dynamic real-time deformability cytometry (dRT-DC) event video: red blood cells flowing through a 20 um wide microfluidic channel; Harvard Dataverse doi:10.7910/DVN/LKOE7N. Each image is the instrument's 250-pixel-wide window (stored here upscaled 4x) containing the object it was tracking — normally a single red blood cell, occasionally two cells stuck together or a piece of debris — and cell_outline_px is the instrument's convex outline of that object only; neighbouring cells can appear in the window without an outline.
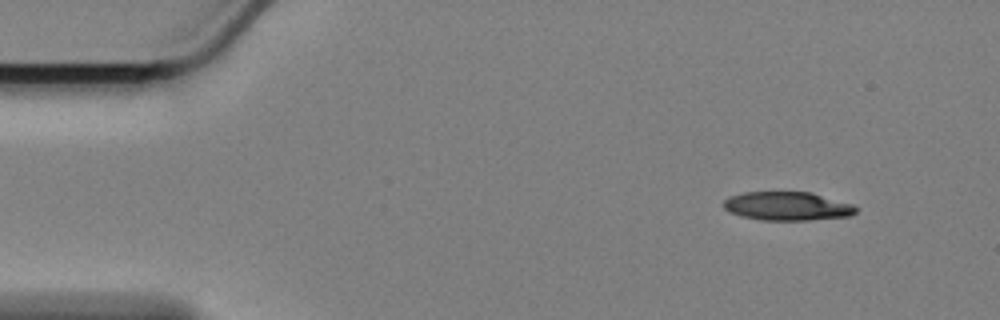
{"species": "Egyptian fruit bat (a non-hibernating species)", "species_latin": "Rousettus aegyptiacus", "temperature_condition": "cold", "stored_images_in_passage": 54, "camera_frame_rate_fps": 3000, "um_per_image_px": 0.085, "animal": {"sex": "female"}, "frame": {"image": 1, "passage_image": 1, "time_ms": 0.0, "image_size_px": [1000, 320], "cell_outline_px": [[860, 208], [852, 216], [808, 220], [760, 220], [740, 216], [728, 212], [724, 208], [724, 200], [728, 196], [744, 192], [812, 192], [852, 204]], "centroid_in_image_um": [66.93, 17.52], "position_along_channel_um": 18.1, "area_um2": 22.37}}
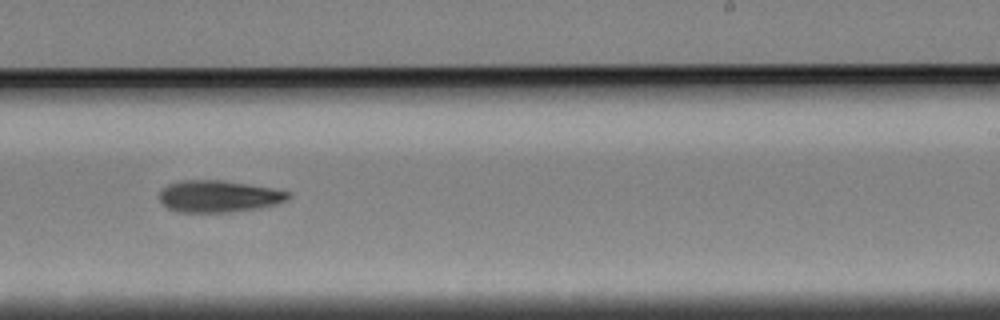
{"frame": {"image": 2, "passage_image": 31, "time_ms": 10.0, "image_size_px": [1000, 320], "cell_outline_px": [[292, 196], [288, 200], [276, 204], [260, 208], [232, 212], [180, 212], [168, 208], [160, 200], [160, 188], [168, 184], [180, 180], [220, 180], [248, 184], [272, 188], [292, 192]], "centroid_in_image_um": [18.61, 16.68], "position_along_channel_um": 270.4, "area_um2": 24.1}}
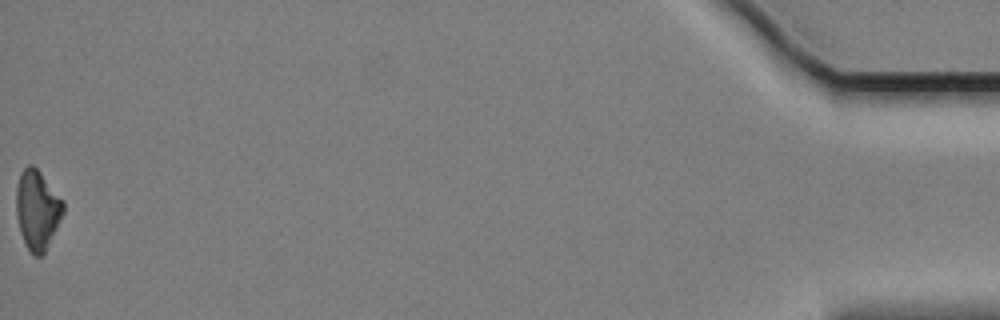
{"frame": {"image": 3, "passage_image": 54, "time_ms": 17.667, "image_size_px": [1000, 320], "cell_outline_px": [[64, 212], [44, 256], [36, 256], [28, 248], [20, 232], [16, 216], [16, 188], [20, 172], [28, 164], [32, 164], [40, 172], [64, 200]], "centroid_in_image_um": [3.18, 17.83], "position_along_channel_um": 432.0, "area_um2": 21.91}, "authors_computed_cell_mechanics": {"area_um2": 23.3512, "velocity_mm_per_s": 3.3857, "shape_relaxation_time_tau1_ms": 2.9207, "shape_relaxation_time_tau2_ms": null, "deformation_change_tau1": 0.1375, "deformation_change_tau2": null}}